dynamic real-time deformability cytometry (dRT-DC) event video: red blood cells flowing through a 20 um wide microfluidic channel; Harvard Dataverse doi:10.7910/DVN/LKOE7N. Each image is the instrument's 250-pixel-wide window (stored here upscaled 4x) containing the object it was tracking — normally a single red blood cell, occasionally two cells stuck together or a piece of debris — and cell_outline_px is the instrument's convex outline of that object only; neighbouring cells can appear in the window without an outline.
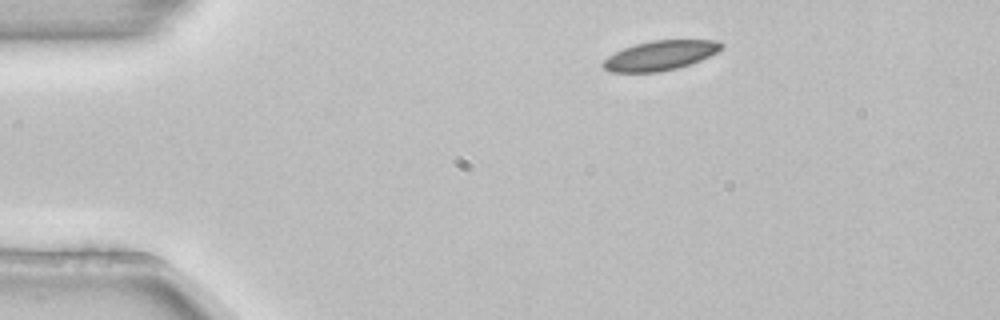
{"species": "common noctule bat (a hibernating species)", "species_latin": "Nyctalus noctula", "temperature_condition": "room temperature", "stored_images_in_passage": 2, "camera_frame_rate_fps": 3000, "um_per_image_px": 0.085, "animal": {"sex": "female", "body_mass_g": 22.7, "forearm_length_mm": 54.2}, "frame": {"image": 1, "passage_image": 1, "time_ms": 0.0, "image_size_px": [1000, 320], "cell_outline_px": [[724, 44], [716, 52], [700, 60], [676, 68], [660, 72], [612, 72], [604, 68], [600, 64], [608, 56], [624, 48], [636, 44], [652, 40], [720, 40]], "centroid_in_image_um": [56.1, 4.71], "position_along_channel_um": 28.9, "area_um2": 20.17}}